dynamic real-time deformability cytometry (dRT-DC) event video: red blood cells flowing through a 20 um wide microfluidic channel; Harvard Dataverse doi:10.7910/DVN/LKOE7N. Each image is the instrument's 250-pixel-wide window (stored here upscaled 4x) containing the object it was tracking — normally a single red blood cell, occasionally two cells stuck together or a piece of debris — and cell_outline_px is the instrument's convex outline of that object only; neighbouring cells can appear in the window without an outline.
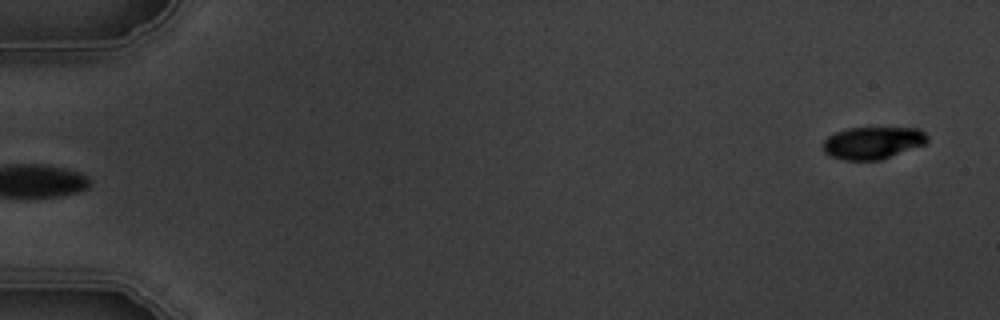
{"species": "common noctule bat (a hibernating species)", "species_latin": "Nyctalus noctula", "temperature_condition": "warm", "stored_images_in_passage": 6, "segment_of_instrument_passage": [2, 2], "camera_frame_rate_fps": 3000, "um_per_image_px": 0.085, "animal": {"sex": "male", "body_mass_g": 19.5, "forearm_length_mm": 54.6}, "frame": {"image": 1, "passage_image": 6, "time_ms": 6.667, "image_size_px": [1000, 320], "cell_outline_px": [[928, 144], [880, 160], [844, 160], [828, 156], [824, 152], [824, 140], [828, 136], [836, 132], [848, 128], [920, 128], [928, 136]], "centroid_in_image_um": [74.22, 12.15], "position_along_channel_um": 10.8, "area_um2": 19.83}}